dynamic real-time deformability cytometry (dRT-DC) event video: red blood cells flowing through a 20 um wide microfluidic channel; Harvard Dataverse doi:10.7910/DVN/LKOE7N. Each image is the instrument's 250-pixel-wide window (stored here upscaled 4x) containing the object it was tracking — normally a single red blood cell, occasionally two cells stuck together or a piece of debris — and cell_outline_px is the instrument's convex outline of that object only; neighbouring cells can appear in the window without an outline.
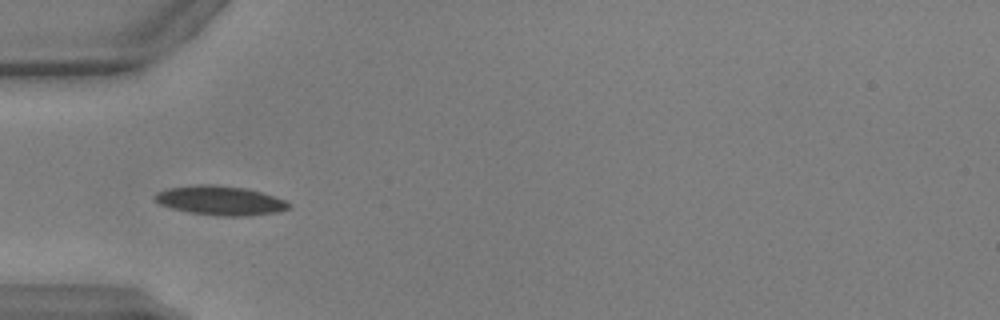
{"species": "common noctule bat (a hibernating species)", "species_latin": "Nyctalus noctula", "temperature_condition": "warm", "stored_images_in_passage": 35, "camera_frame_rate_fps": 3000, "um_per_image_px": 0.085, "animal": {"sex": "male", "body_mass_g": 17.9, "forearm_length_mm": 54.2}, "frame": {"image": 1, "passage_image": 2, "time_ms": 0.333, "image_size_px": [1000, 320], "cell_outline_px": [[292, 208], [280, 212], [252, 216], [216, 216], [192, 212], [172, 208], [160, 204], [152, 196], [156, 192], [168, 188], [200, 184], [216, 184], [244, 188], [260, 192], [284, 200], [292, 204]], "centroid_in_image_um": [18.76, 17.05], "position_along_channel_um": 66.2, "area_um2": 22.95}}
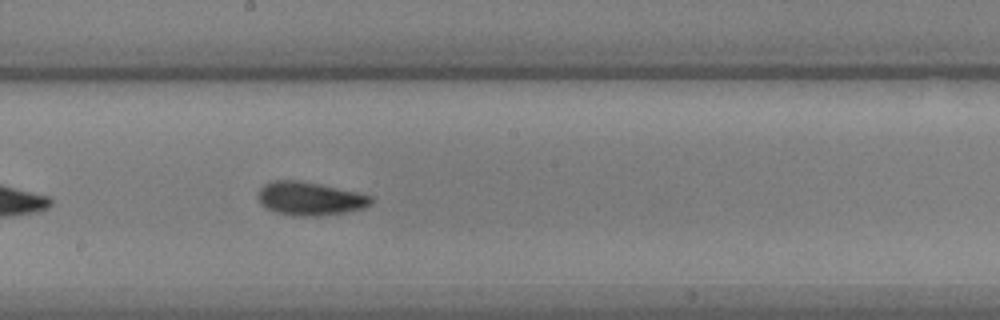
{"frame": {"image": 2, "passage_image": 14, "time_ms": 4.333, "image_size_px": [1000, 320], "cell_outline_px": [[372, 204], [364, 208], [348, 212], [320, 216], [296, 216], [276, 212], [260, 204], [256, 196], [256, 192], [264, 184], [272, 180], [300, 180], [320, 184], [356, 192], [372, 196]], "centroid_in_image_um": [26.31, 16.88], "position_along_channel_um": 221.9, "area_um2": 22.25}}
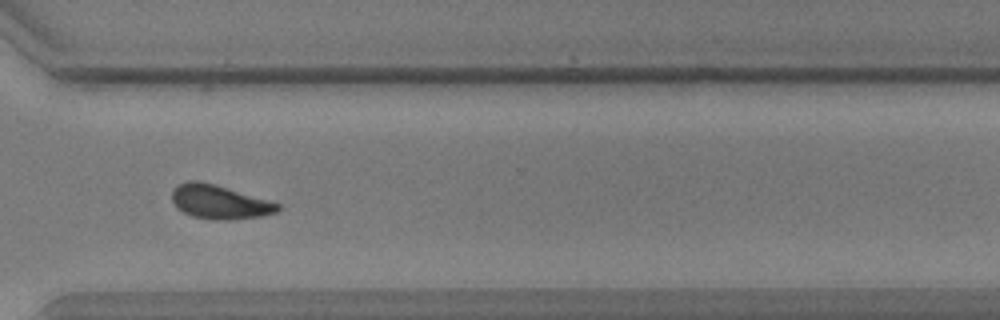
{"frame": {"image": 3, "passage_image": 24, "time_ms": 7.667, "image_size_px": [1000, 320], "cell_outline_px": [[280, 208], [276, 212], [264, 216], [228, 220], [212, 220], [192, 216], [176, 208], [172, 200], [172, 192], [180, 184], [188, 180], [200, 180], [216, 184], [268, 200], [280, 204]], "centroid_in_image_um": [18.65, 17.17], "position_along_channel_um": 351.9, "area_um2": 20.98}, "authors_computed_cell_mechanics": {"area_um2": 20.9814, "velocity_mm_per_s": 3.9057, "shape_relaxation_time_tau1_ms": 2.2335, "shape_relaxation_time_tau2_ms": 2.0022, "deformation_change_tau1": 0.1326, "deformation_change_tau2": 0.0779}}